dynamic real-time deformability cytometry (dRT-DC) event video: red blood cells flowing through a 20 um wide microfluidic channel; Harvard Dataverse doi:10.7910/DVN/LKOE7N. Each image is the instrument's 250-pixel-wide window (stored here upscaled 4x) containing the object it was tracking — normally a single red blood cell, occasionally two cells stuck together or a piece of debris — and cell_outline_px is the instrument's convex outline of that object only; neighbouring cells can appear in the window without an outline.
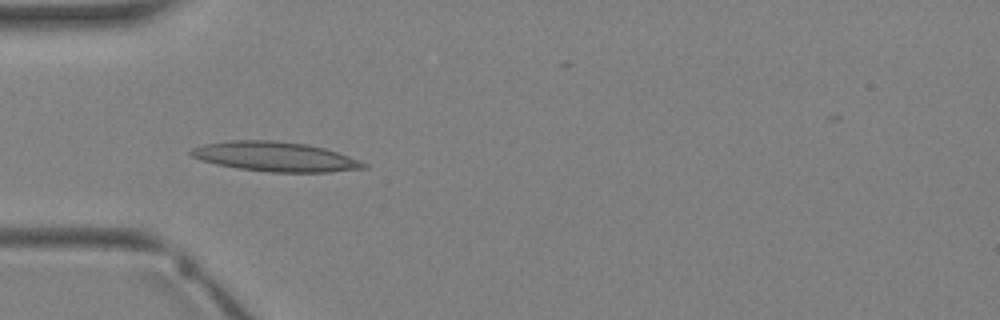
{"species": "Egyptian fruit bat (a non-hibernating species)", "species_latin": "Rousettus aegyptiacus", "temperature_condition": "warm", "stored_images_in_passage": 4, "camera_frame_rate_fps": 3000, "um_per_image_px": 0.085, "animal": {"sex": "female"}, "frame": {"image": 1, "passage_image": 4, "time_ms": 3.333, "image_size_px": [1000, 320], "cell_outline_px": [[368, 168], [332, 172], [268, 172], [240, 168], [216, 164], [192, 156], [188, 152], [192, 148], [204, 144], [232, 140], [272, 140], [304, 144], [324, 148], [360, 160], [368, 164]], "centroid_in_image_um": [23.43, 13.32], "position_along_channel_um": 61.6, "area_um2": 29.59}}